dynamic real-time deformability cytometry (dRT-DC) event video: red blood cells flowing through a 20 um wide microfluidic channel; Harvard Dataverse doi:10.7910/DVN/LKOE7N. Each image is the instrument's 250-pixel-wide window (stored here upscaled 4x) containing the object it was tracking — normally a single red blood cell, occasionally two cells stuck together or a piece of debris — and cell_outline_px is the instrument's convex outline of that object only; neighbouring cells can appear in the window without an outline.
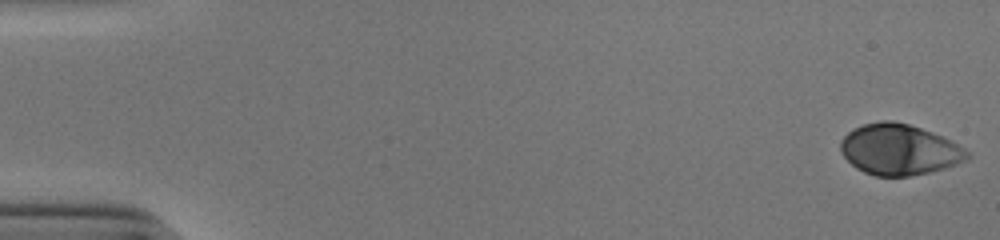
{"species": "human", "species_latin": "Homo sapiens", "temperature_condition": "cold", "stored_images_in_passage": 53, "camera_frame_rate_fps": 3000, "um_per_image_px": 0.085, "donor": {"sex": "male"}, "frame": {"image": 1, "passage_image": 1, "time_ms": 0.0, "image_size_px": [1000, 240], "cell_outline_px": [[972, 156], [968, 160], [944, 168], [928, 172], [908, 176], [876, 176], [864, 172], [856, 168], [840, 152], [840, 140], [852, 128], [864, 124], [880, 120], [892, 120], [908, 124], [932, 132], [972, 152]], "centroid_in_image_um": [76.42, 12.71], "position_along_channel_um": 8.6, "area_um2": 37.51}}
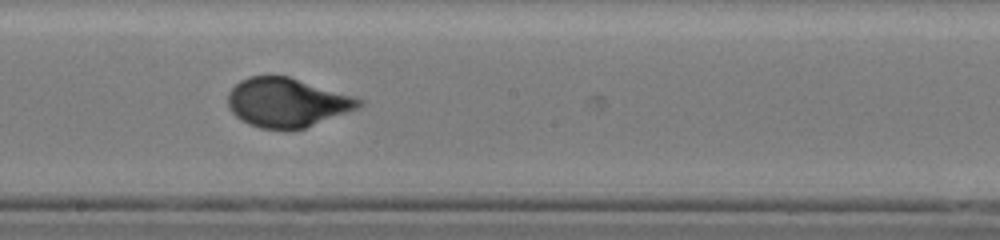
{"frame": {"image": 2, "passage_image": 30, "time_ms": 9.667, "image_size_px": [1000, 240], "cell_outline_px": [[364, 104], [360, 108], [304, 128], [260, 128], [248, 124], [240, 120], [228, 108], [228, 92], [240, 80], [248, 76], [288, 76], [356, 96], [364, 100]], "centroid_in_image_um": [24.42, 8.7], "position_along_channel_um": 223.8, "area_um2": 37.51}}
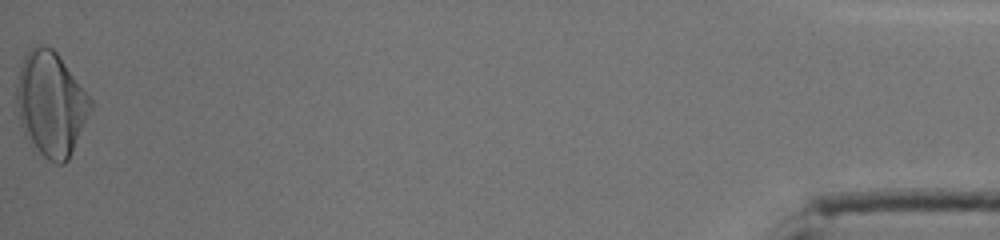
{"frame": {"image": 3, "passage_image": 53, "time_ms": 17.333, "image_size_px": [1000, 240], "cell_outline_px": [[92, 108], [72, 152], [68, 160], [64, 164], [56, 164], [32, 152], [24, 136], [20, 124], [16, 104], [16, 84], [20, 64], [28, 48], [40, 44], [44, 44], [52, 48], [60, 56], [92, 100]], "centroid_in_image_um": [4.28, 8.87], "position_along_channel_um": 430.9, "area_um2": 45.89}, "authors_computed_cell_mechanics": {"area_um2": 37.5122, "velocity_mm_per_s": 3.8943, "shape_relaxation_time_tau1_ms": 4.4389, "shape_relaxation_time_tau2_ms": null, "deformation_change_tau1": 0.1936, "deformation_change_tau2": null}}